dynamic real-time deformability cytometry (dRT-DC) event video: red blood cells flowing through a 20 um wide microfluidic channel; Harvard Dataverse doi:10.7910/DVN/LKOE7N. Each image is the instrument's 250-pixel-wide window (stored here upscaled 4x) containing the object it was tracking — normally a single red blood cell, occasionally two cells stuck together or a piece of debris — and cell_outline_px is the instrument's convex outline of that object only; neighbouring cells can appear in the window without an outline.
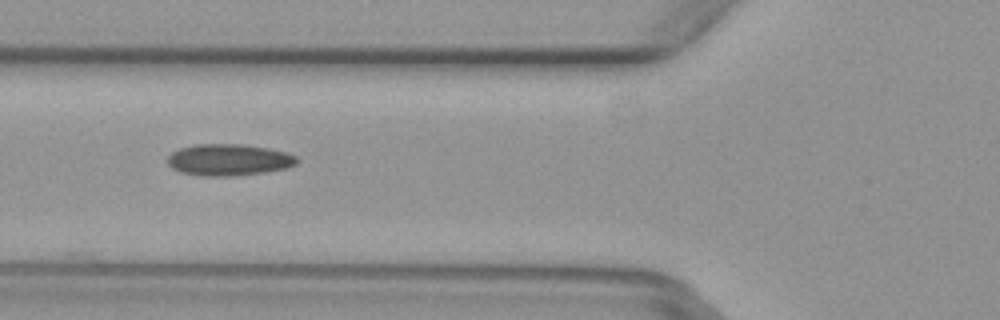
{"species": "common noctule bat (a hibernating species)", "species_latin": "Nyctalus noctula", "temperature_condition": "warm", "stored_images_in_passage": 5, "camera_frame_rate_fps": 3000, "um_per_image_px": 0.085, "animal": {"sex": "female", "body_mass_g": 29.2, "forearm_length_mm": 56.3}, "frame": {"image": 1, "passage_image": 5, "time_ms": 1.333, "image_size_px": [1000, 320], "cell_outline_px": [[300, 160], [296, 164], [288, 168], [264, 172], [232, 176], [200, 176], [180, 172], [172, 168], [168, 164], [168, 156], [172, 152], [180, 148], [196, 144], [244, 144], [268, 148], [284, 152], [296, 156]], "centroid_in_image_um": [19.45, 13.59], "position_along_channel_um": 106.4, "area_um2": 23.93}}